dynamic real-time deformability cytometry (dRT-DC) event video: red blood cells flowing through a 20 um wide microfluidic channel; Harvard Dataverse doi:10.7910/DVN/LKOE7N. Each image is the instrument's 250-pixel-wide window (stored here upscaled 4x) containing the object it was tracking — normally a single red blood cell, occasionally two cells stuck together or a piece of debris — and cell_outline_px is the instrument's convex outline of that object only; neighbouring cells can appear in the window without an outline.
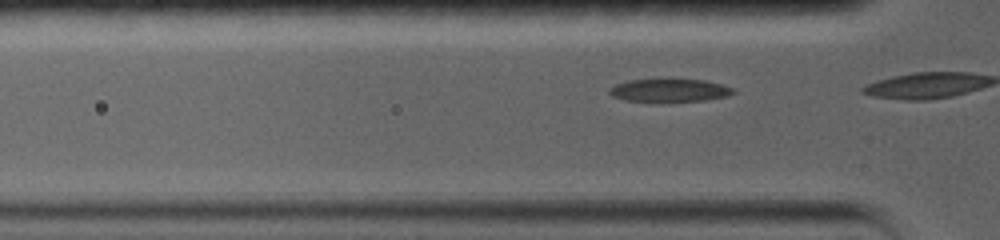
{"species": "common noctule bat (a hibernating species)", "species_latin": "Nyctalus noctula", "temperature_condition": "warm", "stored_images_in_passage": 9, "camera_frame_rate_fps": 5000, "um_per_image_px": 0.085, "animal": {"sex": "female", "body_mass_g": 19.0, "forearm_length_mm": 56.7}, "frame": {"image": 1, "passage_image": 5, "time_ms": 0.6, "image_size_px": [1000, 240], "cell_outline_px": [[736, 92], [728, 96], [704, 100], [624, 100], [612, 96], [608, 92], [608, 88], [616, 84], [628, 80], [656, 76], [704, 80], [720, 84], [732, 88]], "centroid_in_image_um": [56.85, 7.6], "position_along_channel_um": 68.9, "area_um2": 16.99}}